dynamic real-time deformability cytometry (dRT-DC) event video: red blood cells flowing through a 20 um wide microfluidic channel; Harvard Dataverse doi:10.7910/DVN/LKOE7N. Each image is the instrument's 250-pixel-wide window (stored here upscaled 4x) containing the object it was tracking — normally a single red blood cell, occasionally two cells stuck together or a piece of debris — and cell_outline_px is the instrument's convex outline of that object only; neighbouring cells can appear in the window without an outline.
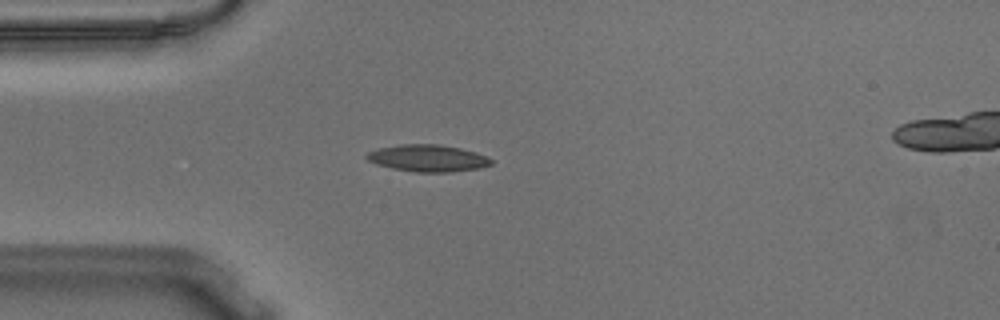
{"species": "Egyptian fruit bat (a non-hibernating species)", "species_latin": "Rousettus aegyptiacus", "temperature_condition": "warm", "stored_images_in_passage": 41, "camera_frame_rate_fps": 3000, "um_per_image_px": 0.085, "animal": {"sex": "male"}, "frame": {"image": 1, "passage_image": 1, "time_ms": 0.0, "image_size_px": [1000, 320], "cell_outline_px": [[492, 164], [480, 168], [452, 172], [416, 172], [392, 168], [376, 164], [368, 160], [364, 156], [368, 152], [376, 148], [400, 144], [436, 144], [460, 148], [476, 152], [492, 160]], "centroid_in_image_um": [36.33, 13.44], "position_along_channel_um": 48.7, "area_um2": 19.54}}
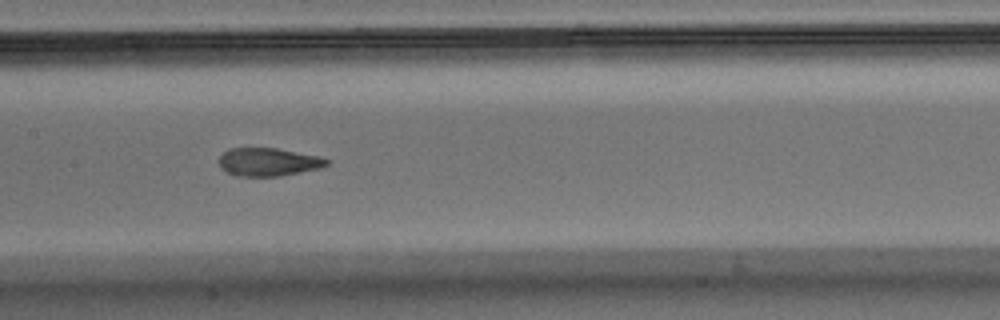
{"frame": {"image": 2, "passage_image": 13, "time_ms": 4.0, "image_size_px": [1000, 320], "cell_outline_px": [[332, 160], [328, 164], [320, 168], [280, 176], [236, 176], [220, 168], [220, 156], [228, 148], [276, 148], [320, 156]], "centroid_in_image_um": [22.83, 13.76], "position_along_channel_um": 184.6, "area_um2": 17.69}}
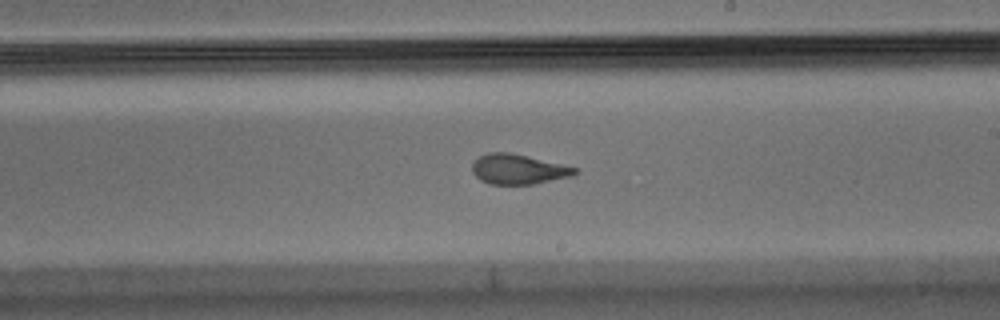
{"frame": {"image": 3, "passage_image": 18, "time_ms": 5.667, "image_size_px": [1000, 320], "cell_outline_px": [[576, 172], [572, 176], [532, 184], [488, 184], [480, 180], [472, 172], [472, 160], [488, 152], [512, 152], [576, 168]], "centroid_in_image_um": [43.97, 14.37], "position_along_channel_um": 245.0, "area_um2": 17.86}, "authors_computed_cell_mechanics": {"area_um2": 18.7272, "velocity_mm_per_s": 3.6384, "shape_relaxation_time_tau1_ms": 5.4641, "shape_relaxation_time_tau2_ms": 1.3817, "deformation_change_tau1": 0.2018, "deformation_change_tau2": 0.0914}}